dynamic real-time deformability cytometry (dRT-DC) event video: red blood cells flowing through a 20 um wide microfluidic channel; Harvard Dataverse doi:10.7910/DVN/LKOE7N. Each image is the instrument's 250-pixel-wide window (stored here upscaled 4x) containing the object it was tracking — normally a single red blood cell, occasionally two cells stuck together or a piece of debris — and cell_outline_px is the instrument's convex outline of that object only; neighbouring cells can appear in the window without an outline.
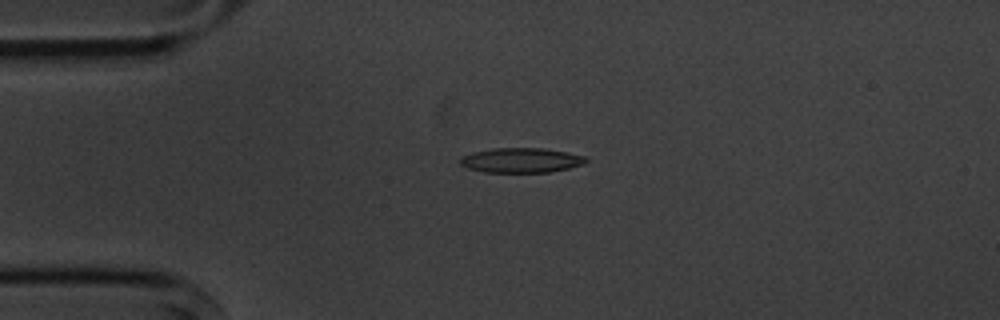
{"species": "common noctule bat (a hibernating species)", "species_latin": "Nyctalus noctula", "temperature_condition": "cold", "stored_images_in_passage": 4, "camera_frame_rate_fps": 3000, "um_per_image_px": 0.085, "animal": {"sex": "male", "body_mass_g": 20.1, "forearm_length_mm": 53.5}, "frame": {"image": 1, "passage_image": 4, "time_ms": 3.667, "image_size_px": [1000, 320], "cell_outline_px": [[588, 160], [584, 164], [552, 172], [484, 172], [468, 168], [460, 164], [460, 156], [472, 152], [492, 148], [544, 148], [568, 152], [588, 156]], "centroid_in_image_um": [44.32, 13.61], "position_along_channel_um": 40.7, "area_um2": 18.38}}